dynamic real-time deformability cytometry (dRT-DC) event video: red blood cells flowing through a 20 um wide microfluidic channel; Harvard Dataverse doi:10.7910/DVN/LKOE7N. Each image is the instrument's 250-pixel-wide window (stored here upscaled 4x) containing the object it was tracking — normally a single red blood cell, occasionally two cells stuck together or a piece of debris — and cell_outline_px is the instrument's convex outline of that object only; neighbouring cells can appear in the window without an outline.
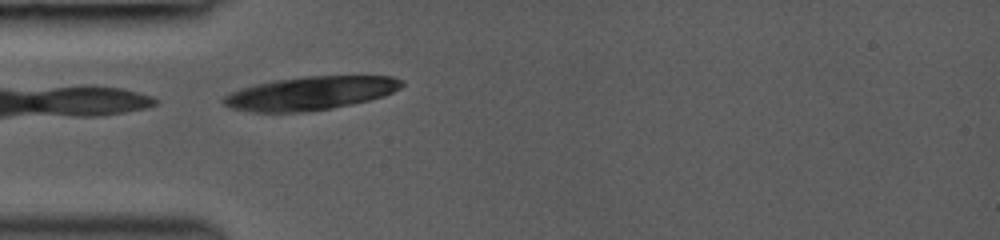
{"species": "common noctule bat (a hibernating species)", "species_latin": "Nyctalus noctula", "temperature_condition": "room temperature", "stored_images_in_passage": 20, "camera_frame_rate_fps": 3000, "um_per_image_px": 0.085, "animal": {"sex": "female", "body_mass_g": 19.0, "forearm_length_mm": 53.3}, "frame": {"image": 1, "passage_image": 1, "time_ms": 0.0, "image_size_px": [1000, 240], "cell_outline_px": [[404, 84], [400, 88], [384, 96], [352, 104], [332, 108], [304, 112], [252, 112], [232, 108], [224, 104], [220, 100], [224, 96], [240, 88], [256, 84], [276, 80], [304, 76], [392, 76], [404, 80]], "centroid_in_image_um": [26.39, 7.92], "position_along_channel_um": 58.6, "area_um2": 34.74}}
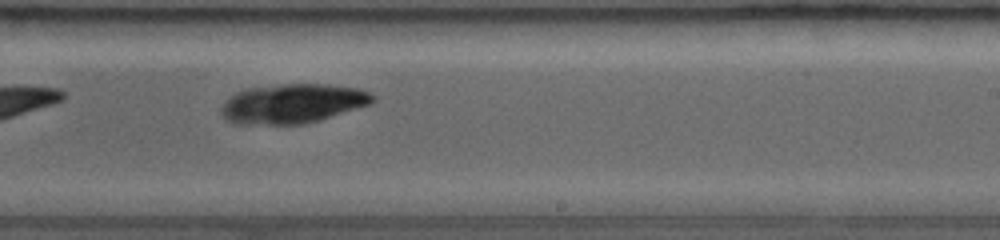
{"frame": {"image": 2, "passage_image": 17, "time_ms": 5.0, "image_size_px": [1000, 240], "cell_outline_px": [[376, 100], [372, 104], [320, 120], [304, 124], [236, 124], [228, 120], [220, 112], [220, 108], [236, 92], [248, 88], [288, 84], [324, 84], [356, 88], [368, 92], [376, 96]], "centroid_in_image_um": [24.92, 8.81], "position_along_channel_um": 264.1, "area_um2": 34.62}}